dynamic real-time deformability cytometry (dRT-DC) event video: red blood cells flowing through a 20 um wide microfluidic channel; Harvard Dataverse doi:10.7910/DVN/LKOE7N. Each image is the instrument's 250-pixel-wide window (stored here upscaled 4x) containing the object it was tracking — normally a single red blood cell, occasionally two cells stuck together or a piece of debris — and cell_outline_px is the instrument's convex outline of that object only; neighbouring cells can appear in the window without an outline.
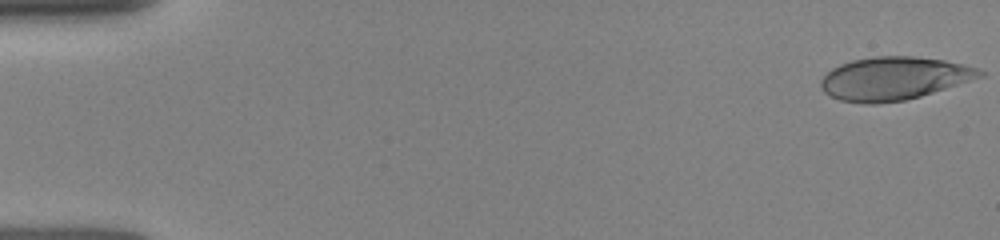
{"species": "human", "species_latin": "Homo sapiens", "temperature_condition": "room temperature", "stored_images_in_passage": 26, "camera_frame_rate_fps": 3000, "um_per_image_px": 0.085, "donor": {"sex": "female"}, "frame": {"image": 1, "passage_image": 1, "time_ms": 0.0, "image_size_px": [1000, 240], "cell_outline_px": [[984, 76], [920, 96], [904, 100], [872, 104], [868, 104], [840, 100], [824, 92], [820, 84], [820, 80], [832, 68], [840, 64], [852, 60], [876, 56], [912, 56], [944, 60], [964, 64], [976, 68], [984, 72]], "centroid_in_image_um": [75.97, 6.66], "position_along_channel_um": 9.0, "area_um2": 39.59}}
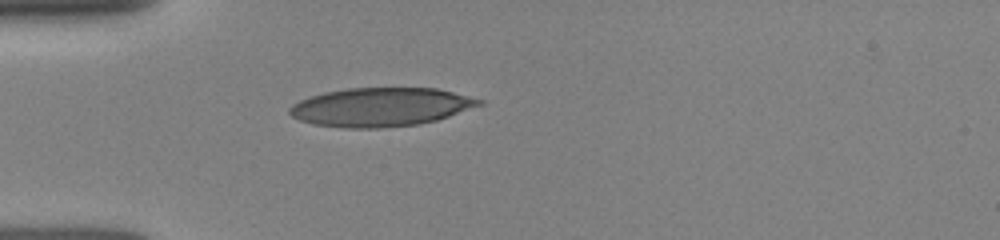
{"frame": {"image": 2, "passage_image": 19, "time_ms": 4.333, "image_size_px": [1000, 240], "cell_outline_px": [[484, 104], [436, 120], [416, 124], [380, 128], [348, 128], [316, 124], [300, 120], [292, 116], [288, 112], [288, 108], [292, 104], [300, 100], [324, 92], [348, 88], [436, 88], [484, 100]], "centroid_in_image_um": [32.35, 9.09], "position_along_channel_um": 52.6, "area_um2": 42.43}}
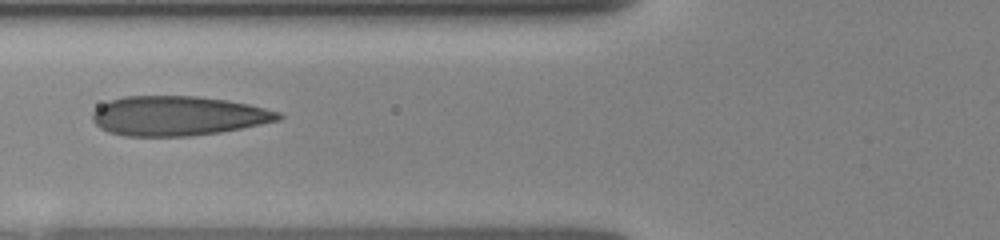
{"frame": {"image": 3, "passage_image": 25, "time_ms": 6.0, "image_size_px": [1000, 240], "cell_outline_px": [[284, 116], [280, 120], [220, 132], [188, 136], [124, 136], [108, 132], [100, 128], [92, 120], [92, 112], [100, 104], [108, 100], [124, 96], [196, 96], [228, 100], [248, 104], [280, 112]], "centroid_in_image_um": [15.08, 9.84], "position_along_channel_um": 110.7, "area_um2": 43.0}}